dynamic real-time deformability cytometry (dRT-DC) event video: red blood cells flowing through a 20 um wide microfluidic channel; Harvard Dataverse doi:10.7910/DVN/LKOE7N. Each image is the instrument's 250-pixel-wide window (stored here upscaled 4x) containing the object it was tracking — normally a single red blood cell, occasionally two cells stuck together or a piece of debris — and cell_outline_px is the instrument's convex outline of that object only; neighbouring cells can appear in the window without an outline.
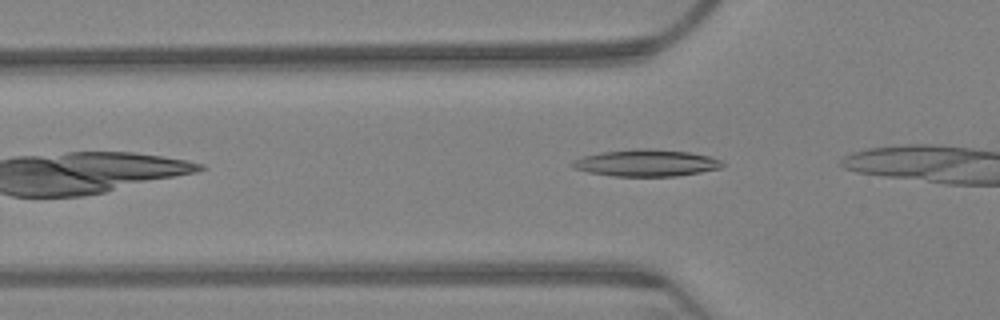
{"species": "Egyptian fruit bat (a non-hibernating species)", "species_latin": "Rousettus aegyptiacus", "temperature_condition": "warm", "stored_images_in_passage": 31, "camera_frame_rate_fps": 3000, "um_per_image_px": 0.085, "animal": {"sex": "female"}, "frame": {"image": 1, "passage_image": 2, "time_ms": 0.333, "image_size_px": [1000, 320], "cell_outline_px": [[724, 164], [720, 168], [700, 172], [676, 176], [616, 176], [588, 172], [572, 168], [568, 164], [572, 160], [584, 156], [600, 152], [636, 148], [652, 148], [688, 152], [708, 156], [720, 160]], "centroid_in_image_um": [54.87, 13.84], "position_along_channel_um": 70.9, "area_um2": 23.52}}
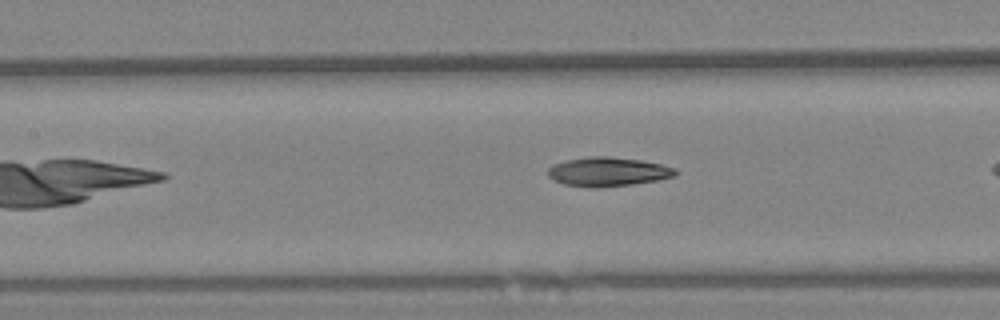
{"frame": {"image": 2, "passage_image": 10, "time_ms": 3.0, "image_size_px": [1000, 320], "cell_outline_px": [[676, 176], [656, 180], [632, 184], [596, 188], [564, 184], [548, 176], [548, 168], [552, 164], [568, 160], [588, 156], [608, 156], [640, 160], [660, 164], [676, 168]], "centroid_in_image_um": [51.67, 14.59], "position_along_channel_um": 155.7, "area_um2": 21.44}}
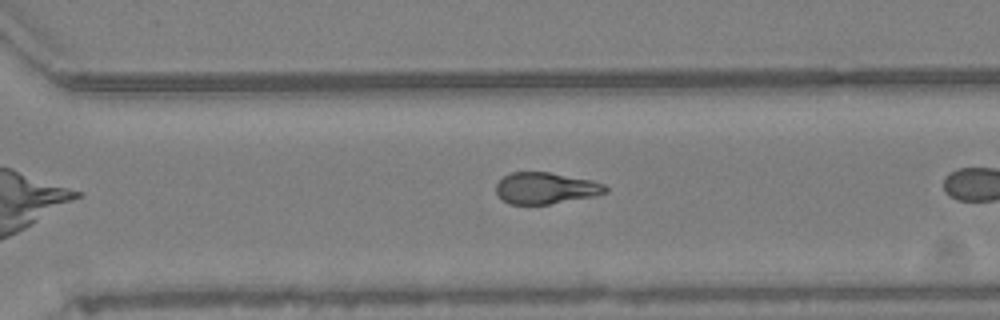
{"frame": {"image": 3, "passage_image": 26, "time_ms": 8.333, "image_size_px": [1000, 320], "cell_outline_px": [[608, 192], [592, 196], [548, 204], [508, 204], [496, 192], [496, 184], [504, 176], [512, 172], [548, 172], [592, 180], [604, 184], [608, 188]], "centroid_in_image_um": [46.38, 15.99], "position_along_channel_um": 324.2, "area_um2": 19.83}}